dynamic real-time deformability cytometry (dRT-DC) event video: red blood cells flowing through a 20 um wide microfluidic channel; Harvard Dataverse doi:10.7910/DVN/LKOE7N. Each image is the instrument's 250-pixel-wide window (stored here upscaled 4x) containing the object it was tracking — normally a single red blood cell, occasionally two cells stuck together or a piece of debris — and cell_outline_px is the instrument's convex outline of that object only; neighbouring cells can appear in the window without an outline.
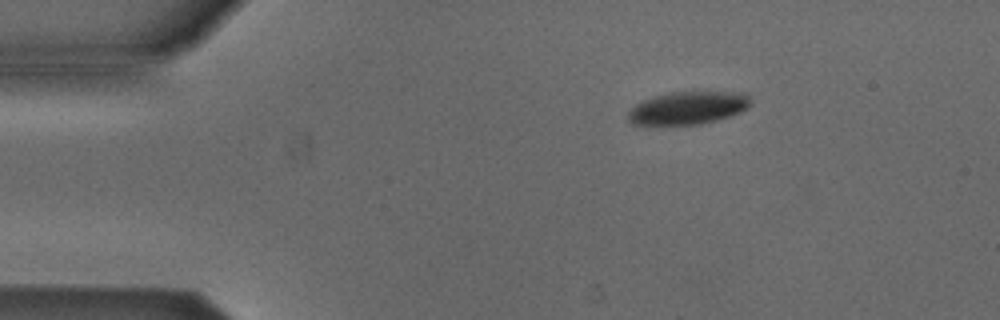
{"species": "Egyptian fruit bat (a non-hibernating species)", "species_latin": "Rousettus aegyptiacus", "temperature_condition": "cold", "stored_images_in_passage": 3, "camera_frame_rate_fps": 3000, "um_per_image_px": 0.085, "animal": {"sex": "male"}, "frame": {"image": 1, "passage_image": 2, "time_ms": 0.333, "image_size_px": [1000, 320], "cell_outline_px": [[748, 108], [728, 116], [716, 120], [700, 124], [632, 124], [628, 120], [628, 112], [636, 104], [644, 100], [656, 96], [672, 92], [744, 92], [748, 96]], "centroid_in_image_um": [58.46, 9.17], "position_along_channel_um": 26.5, "area_um2": 22.89}}